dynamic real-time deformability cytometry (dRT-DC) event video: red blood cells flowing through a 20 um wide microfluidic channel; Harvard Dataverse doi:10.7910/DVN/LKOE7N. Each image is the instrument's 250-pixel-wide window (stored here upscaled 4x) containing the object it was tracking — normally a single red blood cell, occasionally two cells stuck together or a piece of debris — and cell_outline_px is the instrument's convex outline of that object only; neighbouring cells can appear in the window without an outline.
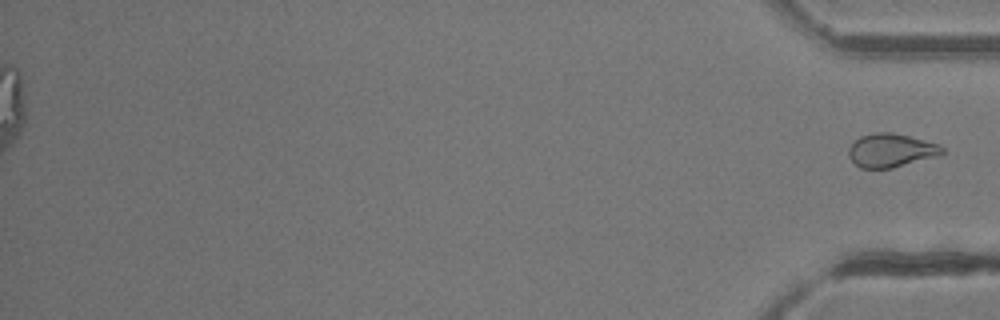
{"species": "common noctule bat (a hibernating species)", "species_latin": "Nyctalus noctula", "temperature_condition": "room temperature", "stored_images_in_passage": 36, "segment_of_instrument_passage": [2, 2], "camera_frame_rate_fps": 3000, "um_per_image_px": 0.085, "animal": {"sex": "female"}, "frame": {"image": 1, "passage_image": 36, "time_ms": 11.667, "image_size_px": [1000, 320], "cell_outline_px": [[944, 152], [936, 156], [892, 168], [860, 168], [848, 156], [848, 148], [852, 140], [860, 136], [872, 132], [892, 132], [940, 144], [944, 148]], "centroid_in_image_um": [75.69, 12.76], "position_along_channel_um": 359.5, "area_um2": 18.38}}